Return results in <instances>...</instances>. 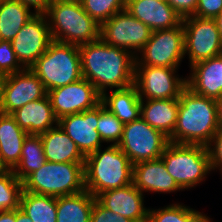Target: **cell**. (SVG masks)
I'll return each mask as SVG.
<instances>
[{
	"label": "cell",
	"mask_w": 222,
	"mask_h": 222,
	"mask_svg": "<svg viewBox=\"0 0 222 222\" xmlns=\"http://www.w3.org/2000/svg\"><path fill=\"white\" fill-rule=\"evenodd\" d=\"M79 51L82 78L101 95L109 89H125L134 84L136 56L131 52L111 46L101 38L79 46Z\"/></svg>",
	"instance_id": "cell-1"
},
{
	"label": "cell",
	"mask_w": 222,
	"mask_h": 222,
	"mask_svg": "<svg viewBox=\"0 0 222 222\" xmlns=\"http://www.w3.org/2000/svg\"><path fill=\"white\" fill-rule=\"evenodd\" d=\"M178 116L170 143L207 146L218 132L216 100L185 87L179 96Z\"/></svg>",
	"instance_id": "cell-2"
},
{
	"label": "cell",
	"mask_w": 222,
	"mask_h": 222,
	"mask_svg": "<svg viewBox=\"0 0 222 222\" xmlns=\"http://www.w3.org/2000/svg\"><path fill=\"white\" fill-rule=\"evenodd\" d=\"M133 183V164L118 145L85 156V190L97 197L100 193Z\"/></svg>",
	"instance_id": "cell-3"
},
{
	"label": "cell",
	"mask_w": 222,
	"mask_h": 222,
	"mask_svg": "<svg viewBox=\"0 0 222 222\" xmlns=\"http://www.w3.org/2000/svg\"><path fill=\"white\" fill-rule=\"evenodd\" d=\"M45 15L54 41L81 46L100 38V25L81 3L52 0Z\"/></svg>",
	"instance_id": "cell-4"
},
{
	"label": "cell",
	"mask_w": 222,
	"mask_h": 222,
	"mask_svg": "<svg viewBox=\"0 0 222 222\" xmlns=\"http://www.w3.org/2000/svg\"><path fill=\"white\" fill-rule=\"evenodd\" d=\"M29 69L47 92L74 83L82 78L79 46L53 40Z\"/></svg>",
	"instance_id": "cell-5"
},
{
	"label": "cell",
	"mask_w": 222,
	"mask_h": 222,
	"mask_svg": "<svg viewBox=\"0 0 222 222\" xmlns=\"http://www.w3.org/2000/svg\"><path fill=\"white\" fill-rule=\"evenodd\" d=\"M84 190V163L46 161L23 181V191L56 198Z\"/></svg>",
	"instance_id": "cell-6"
},
{
	"label": "cell",
	"mask_w": 222,
	"mask_h": 222,
	"mask_svg": "<svg viewBox=\"0 0 222 222\" xmlns=\"http://www.w3.org/2000/svg\"><path fill=\"white\" fill-rule=\"evenodd\" d=\"M182 190L196 187L210 174L207 146L169 143L160 157Z\"/></svg>",
	"instance_id": "cell-7"
},
{
	"label": "cell",
	"mask_w": 222,
	"mask_h": 222,
	"mask_svg": "<svg viewBox=\"0 0 222 222\" xmlns=\"http://www.w3.org/2000/svg\"><path fill=\"white\" fill-rule=\"evenodd\" d=\"M141 57H140V56ZM185 58L183 24L153 31L136 56L135 66L179 68Z\"/></svg>",
	"instance_id": "cell-8"
},
{
	"label": "cell",
	"mask_w": 222,
	"mask_h": 222,
	"mask_svg": "<svg viewBox=\"0 0 222 222\" xmlns=\"http://www.w3.org/2000/svg\"><path fill=\"white\" fill-rule=\"evenodd\" d=\"M169 143V137L140 117L124 124L118 146L134 165L141 161L159 159Z\"/></svg>",
	"instance_id": "cell-9"
},
{
	"label": "cell",
	"mask_w": 222,
	"mask_h": 222,
	"mask_svg": "<svg viewBox=\"0 0 222 222\" xmlns=\"http://www.w3.org/2000/svg\"><path fill=\"white\" fill-rule=\"evenodd\" d=\"M182 24L189 67L222 54V39L214 19L190 16Z\"/></svg>",
	"instance_id": "cell-10"
},
{
	"label": "cell",
	"mask_w": 222,
	"mask_h": 222,
	"mask_svg": "<svg viewBox=\"0 0 222 222\" xmlns=\"http://www.w3.org/2000/svg\"><path fill=\"white\" fill-rule=\"evenodd\" d=\"M150 28L124 9L100 26V38L111 46L125 49L135 56L150 39Z\"/></svg>",
	"instance_id": "cell-11"
},
{
	"label": "cell",
	"mask_w": 222,
	"mask_h": 222,
	"mask_svg": "<svg viewBox=\"0 0 222 222\" xmlns=\"http://www.w3.org/2000/svg\"><path fill=\"white\" fill-rule=\"evenodd\" d=\"M179 68L135 66L134 85L141 99H175L186 87V78L177 73ZM180 77V78H179Z\"/></svg>",
	"instance_id": "cell-12"
},
{
	"label": "cell",
	"mask_w": 222,
	"mask_h": 222,
	"mask_svg": "<svg viewBox=\"0 0 222 222\" xmlns=\"http://www.w3.org/2000/svg\"><path fill=\"white\" fill-rule=\"evenodd\" d=\"M56 118L81 113L101 103V94L87 79L52 89L47 92Z\"/></svg>",
	"instance_id": "cell-13"
},
{
	"label": "cell",
	"mask_w": 222,
	"mask_h": 222,
	"mask_svg": "<svg viewBox=\"0 0 222 222\" xmlns=\"http://www.w3.org/2000/svg\"><path fill=\"white\" fill-rule=\"evenodd\" d=\"M53 41L46 15L33 16L11 40L19 63L29 69Z\"/></svg>",
	"instance_id": "cell-14"
},
{
	"label": "cell",
	"mask_w": 222,
	"mask_h": 222,
	"mask_svg": "<svg viewBox=\"0 0 222 222\" xmlns=\"http://www.w3.org/2000/svg\"><path fill=\"white\" fill-rule=\"evenodd\" d=\"M47 95L43 82L30 69L7 76L0 112L11 114L29 102Z\"/></svg>",
	"instance_id": "cell-15"
},
{
	"label": "cell",
	"mask_w": 222,
	"mask_h": 222,
	"mask_svg": "<svg viewBox=\"0 0 222 222\" xmlns=\"http://www.w3.org/2000/svg\"><path fill=\"white\" fill-rule=\"evenodd\" d=\"M98 120L99 104L93 109L60 118L58 125L87 156L103 146L97 131Z\"/></svg>",
	"instance_id": "cell-16"
},
{
	"label": "cell",
	"mask_w": 222,
	"mask_h": 222,
	"mask_svg": "<svg viewBox=\"0 0 222 222\" xmlns=\"http://www.w3.org/2000/svg\"><path fill=\"white\" fill-rule=\"evenodd\" d=\"M96 199L113 213L134 222H148L149 208L144 205L143 193L133 183L104 191Z\"/></svg>",
	"instance_id": "cell-17"
},
{
	"label": "cell",
	"mask_w": 222,
	"mask_h": 222,
	"mask_svg": "<svg viewBox=\"0 0 222 222\" xmlns=\"http://www.w3.org/2000/svg\"><path fill=\"white\" fill-rule=\"evenodd\" d=\"M126 10L146 24L152 32L170 29L183 22L175 9L167 2L158 0H127Z\"/></svg>",
	"instance_id": "cell-18"
},
{
	"label": "cell",
	"mask_w": 222,
	"mask_h": 222,
	"mask_svg": "<svg viewBox=\"0 0 222 222\" xmlns=\"http://www.w3.org/2000/svg\"><path fill=\"white\" fill-rule=\"evenodd\" d=\"M186 87L193 93L217 99L222 95V54L193 64Z\"/></svg>",
	"instance_id": "cell-19"
},
{
	"label": "cell",
	"mask_w": 222,
	"mask_h": 222,
	"mask_svg": "<svg viewBox=\"0 0 222 222\" xmlns=\"http://www.w3.org/2000/svg\"><path fill=\"white\" fill-rule=\"evenodd\" d=\"M133 184L143 194L145 192L166 194L179 190L182 191L166 170L161 158L135 163L133 165Z\"/></svg>",
	"instance_id": "cell-20"
},
{
	"label": "cell",
	"mask_w": 222,
	"mask_h": 222,
	"mask_svg": "<svg viewBox=\"0 0 222 222\" xmlns=\"http://www.w3.org/2000/svg\"><path fill=\"white\" fill-rule=\"evenodd\" d=\"M11 116L28 134L40 135L58 125V119L47 95L27 103L11 113Z\"/></svg>",
	"instance_id": "cell-21"
},
{
	"label": "cell",
	"mask_w": 222,
	"mask_h": 222,
	"mask_svg": "<svg viewBox=\"0 0 222 222\" xmlns=\"http://www.w3.org/2000/svg\"><path fill=\"white\" fill-rule=\"evenodd\" d=\"M179 99H141L140 117L167 137L173 134L178 116Z\"/></svg>",
	"instance_id": "cell-22"
},
{
	"label": "cell",
	"mask_w": 222,
	"mask_h": 222,
	"mask_svg": "<svg viewBox=\"0 0 222 222\" xmlns=\"http://www.w3.org/2000/svg\"><path fill=\"white\" fill-rule=\"evenodd\" d=\"M40 136L46 161L85 163V156L59 125L40 134Z\"/></svg>",
	"instance_id": "cell-23"
},
{
	"label": "cell",
	"mask_w": 222,
	"mask_h": 222,
	"mask_svg": "<svg viewBox=\"0 0 222 222\" xmlns=\"http://www.w3.org/2000/svg\"><path fill=\"white\" fill-rule=\"evenodd\" d=\"M101 103L113 113L123 124L138 120L141 115V98L137 87L105 91L101 95Z\"/></svg>",
	"instance_id": "cell-24"
},
{
	"label": "cell",
	"mask_w": 222,
	"mask_h": 222,
	"mask_svg": "<svg viewBox=\"0 0 222 222\" xmlns=\"http://www.w3.org/2000/svg\"><path fill=\"white\" fill-rule=\"evenodd\" d=\"M27 135L11 114L0 112V156L9 170H13L20 162L22 145Z\"/></svg>",
	"instance_id": "cell-25"
},
{
	"label": "cell",
	"mask_w": 222,
	"mask_h": 222,
	"mask_svg": "<svg viewBox=\"0 0 222 222\" xmlns=\"http://www.w3.org/2000/svg\"><path fill=\"white\" fill-rule=\"evenodd\" d=\"M95 200L87 190L57 197V222H90Z\"/></svg>",
	"instance_id": "cell-26"
},
{
	"label": "cell",
	"mask_w": 222,
	"mask_h": 222,
	"mask_svg": "<svg viewBox=\"0 0 222 222\" xmlns=\"http://www.w3.org/2000/svg\"><path fill=\"white\" fill-rule=\"evenodd\" d=\"M35 15L18 0H0V40L11 41Z\"/></svg>",
	"instance_id": "cell-27"
},
{
	"label": "cell",
	"mask_w": 222,
	"mask_h": 222,
	"mask_svg": "<svg viewBox=\"0 0 222 222\" xmlns=\"http://www.w3.org/2000/svg\"><path fill=\"white\" fill-rule=\"evenodd\" d=\"M45 162L46 157L44 155L41 136L28 134L22 145L20 162L13 169V172L15 176L23 182Z\"/></svg>",
	"instance_id": "cell-28"
},
{
	"label": "cell",
	"mask_w": 222,
	"mask_h": 222,
	"mask_svg": "<svg viewBox=\"0 0 222 222\" xmlns=\"http://www.w3.org/2000/svg\"><path fill=\"white\" fill-rule=\"evenodd\" d=\"M20 209L32 222H57V198L23 191Z\"/></svg>",
	"instance_id": "cell-29"
},
{
	"label": "cell",
	"mask_w": 222,
	"mask_h": 222,
	"mask_svg": "<svg viewBox=\"0 0 222 222\" xmlns=\"http://www.w3.org/2000/svg\"><path fill=\"white\" fill-rule=\"evenodd\" d=\"M203 212L180 203H172L159 209H149L148 222H211Z\"/></svg>",
	"instance_id": "cell-30"
},
{
	"label": "cell",
	"mask_w": 222,
	"mask_h": 222,
	"mask_svg": "<svg viewBox=\"0 0 222 222\" xmlns=\"http://www.w3.org/2000/svg\"><path fill=\"white\" fill-rule=\"evenodd\" d=\"M23 192V182L9 170L0 176V212L20 208V199Z\"/></svg>",
	"instance_id": "cell-31"
},
{
	"label": "cell",
	"mask_w": 222,
	"mask_h": 222,
	"mask_svg": "<svg viewBox=\"0 0 222 222\" xmlns=\"http://www.w3.org/2000/svg\"><path fill=\"white\" fill-rule=\"evenodd\" d=\"M123 126L124 124L113 113L102 103L99 104L97 131L103 143L111 142V145H118L122 137Z\"/></svg>",
	"instance_id": "cell-32"
},
{
	"label": "cell",
	"mask_w": 222,
	"mask_h": 222,
	"mask_svg": "<svg viewBox=\"0 0 222 222\" xmlns=\"http://www.w3.org/2000/svg\"><path fill=\"white\" fill-rule=\"evenodd\" d=\"M127 0H82L81 4L100 26L113 15L126 9Z\"/></svg>",
	"instance_id": "cell-33"
},
{
	"label": "cell",
	"mask_w": 222,
	"mask_h": 222,
	"mask_svg": "<svg viewBox=\"0 0 222 222\" xmlns=\"http://www.w3.org/2000/svg\"><path fill=\"white\" fill-rule=\"evenodd\" d=\"M24 69L16 57L11 41L0 40V72L9 75Z\"/></svg>",
	"instance_id": "cell-34"
},
{
	"label": "cell",
	"mask_w": 222,
	"mask_h": 222,
	"mask_svg": "<svg viewBox=\"0 0 222 222\" xmlns=\"http://www.w3.org/2000/svg\"><path fill=\"white\" fill-rule=\"evenodd\" d=\"M90 222H134L105 208L97 199L93 203Z\"/></svg>",
	"instance_id": "cell-35"
},
{
	"label": "cell",
	"mask_w": 222,
	"mask_h": 222,
	"mask_svg": "<svg viewBox=\"0 0 222 222\" xmlns=\"http://www.w3.org/2000/svg\"><path fill=\"white\" fill-rule=\"evenodd\" d=\"M211 171L218 169L222 174V129L213 136L207 145Z\"/></svg>",
	"instance_id": "cell-36"
},
{
	"label": "cell",
	"mask_w": 222,
	"mask_h": 222,
	"mask_svg": "<svg viewBox=\"0 0 222 222\" xmlns=\"http://www.w3.org/2000/svg\"><path fill=\"white\" fill-rule=\"evenodd\" d=\"M222 11V0H198L194 16L214 19Z\"/></svg>",
	"instance_id": "cell-37"
},
{
	"label": "cell",
	"mask_w": 222,
	"mask_h": 222,
	"mask_svg": "<svg viewBox=\"0 0 222 222\" xmlns=\"http://www.w3.org/2000/svg\"><path fill=\"white\" fill-rule=\"evenodd\" d=\"M167 3L184 19L194 16L198 0H167Z\"/></svg>",
	"instance_id": "cell-38"
},
{
	"label": "cell",
	"mask_w": 222,
	"mask_h": 222,
	"mask_svg": "<svg viewBox=\"0 0 222 222\" xmlns=\"http://www.w3.org/2000/svg\"><path fill=\"white\" fill-rule=\"evenodd\" d=\"M36 15H45L52 0H18Z\"/></svg>",
	"instance_id": "cell-39"
},
{
	"label": "cell",
	"mask_w": 222,
	"mask_h": 222,
	"mask_svg": "<svg viewBox=\"0 0 222 222\" xmlns=\"http://www.w3.org/2000/svg\"><path fill=\"white\" fill-rule=\"evenodd\" d=\"M0 222H15V210L0 212Z\"/></svg>",
	"instance_id": "cell-40"
},
{
	"label": "cell",
	"mask_w": 222,
	"mask_h": 222,
	"mask_svg": "<svg viewBox=\"0 0 222 222\" xmlns=\"http://www.w3.org/2000/svg\"><path fill=\"white\" fill-rule=\"evenodd\" d=\"M15 222H32L31 218L20 208L15 210Z\"/></svg>",
	"instance_id": "cell-41"
},
{
	"label": "cell",
	"mask_w": 222,
	"mask_h": 222,
	"mask_svg": "<svg viewBox=\"0 0 222 222\" xmlns=\"http://www.w3.org/2000/svg\"><path fill=\"white\" fill-rule=\"evenodd\" d=\"M217 121L219 129H222V95L216 99Z\"/></svg>",
	"instance_id": "cell-42"
},
{
	"label": "cell",
	"mask_w": 222,
	"mask_h": 222,
	"mask_svg": "<svg viewBox=\"0 0 222 222\" xmlns=\"http://www.w3.org/2000/svg\"><path fill=\"white\" fill-rule=\"evenodd\" d=\"M7 74L0 72V106L3 101V94H4V89H5V84L7 81Z\"/></svg>",
	"instance_id": "cell-43"
},
{
	"label": "cell",
	"mask_w": 222,
	"mask_h": 222,
	"mask_svg": "<svg viewBox=\"0 0 222 222\" xmlns=\"http://www.w3.org/2000/svg\"><path fill=\"white\" fill-rule=\"evenodd\" d=\"M220 37L222 39V11L214 18Z\"/></svg>",
	"instance_id": "cell-44"
},
{
	"label": "cell",
	"mask_w": 222,
	"mask_h": 222,
	"mask_svg": "<svg viewBox=\"0 0 222 222\" xmlns=\"http://www.w3.org/2000/svg\"><path fill=\"white\" fill-rule=\"evenodd\" d=\"M9 171L8 167L3 163L1 156H0V176L4 175Z\"/></svg>",
	"instance_id": "cell-45"
},
{
	"label": "cell",
	"mask_w": 222,
	"mask_h": 222,
	"mask_svg": "<svg viewBox=\"0 0 222 222\" xmlns=\"http://www.w3.org/2000/svg\"><path fill=\"white\" fill-rule=\"evenodd\" d=\"M56 2H65V3H81L82 0H53Z\"/></svg>",
	"instance_id": "cell-46"
}]
</instances>
